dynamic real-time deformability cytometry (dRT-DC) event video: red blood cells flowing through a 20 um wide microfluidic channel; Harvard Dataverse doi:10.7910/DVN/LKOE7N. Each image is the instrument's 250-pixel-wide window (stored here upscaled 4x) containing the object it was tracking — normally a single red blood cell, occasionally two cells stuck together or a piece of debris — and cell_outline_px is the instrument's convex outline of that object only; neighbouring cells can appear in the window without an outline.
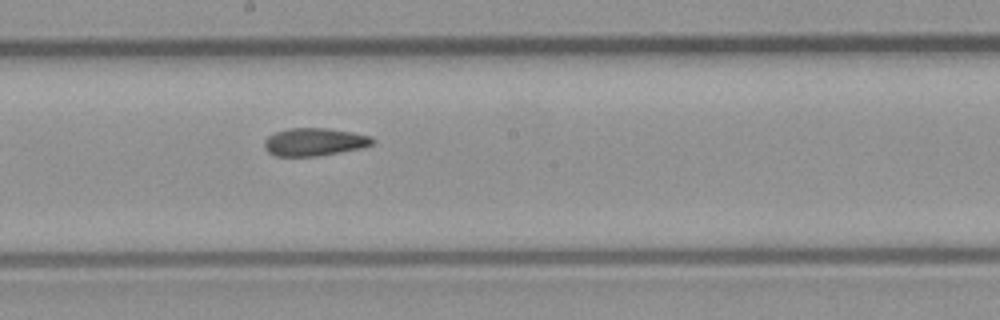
{"species": "common noctule bat (a hibernating species)", "species_latin": "Nyctalus noctula", "temperature_condition": "room temperature", "stored_images_in_passage": 6, "camera_frame_rate_fps": 3000, "um_per_image_px": 0.085, "animal": {"sex": "male", "body_mass_g": 23.1, "forearm_length_mm": 52.7}, "frame": {"image": 1, "passage_image": 6, "time_ms": 1.667, "image_size_px": [1000, 320], "cell_outline_px": [[376, 140], [372, 144], [360, 148], [316, 156], [276, 156], [268, 152], [264, 148], [264, 140], [268, 136], [276, 132], [288, 128], [328, 128], [352, 132], [372, 136]], "centroid_in_image_um": [26.71, 12.05], "position_along_channel_um": 221.5, "area_um2": 17.51}}